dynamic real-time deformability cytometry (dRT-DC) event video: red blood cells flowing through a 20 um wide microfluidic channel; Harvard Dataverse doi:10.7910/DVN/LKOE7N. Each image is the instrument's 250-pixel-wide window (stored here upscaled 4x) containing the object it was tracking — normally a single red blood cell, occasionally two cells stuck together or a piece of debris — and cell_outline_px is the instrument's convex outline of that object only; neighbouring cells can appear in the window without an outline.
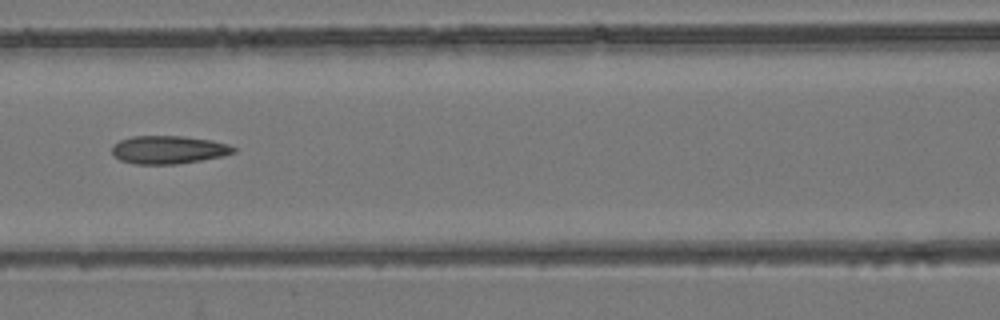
{"species": "common noctule bat (a hibernating species)", "species_latin": "Nyctalus noctula", "temperature_condition": "room temperature", "stored_images_in_passage": 5, "camera_frame_rate_fps": 3000, "um_per_image_px": 0.085, "animal": {"sex": "female", "body_mass_g": 24.6, "forearm_length_mm": 56.2}, "frame": {"image": 1, "passage_image": 5, "time_ms": 4.667, "image_size_px": [1000, 320], "cell_outline_px": [[236, 152], [224, 156], [176, 164], [136, 164], [120, 160], [112, 156], [112, 148], [120, 140], [132, 136], [184, 136], [212, 140], [228, 144], [236, 148]], "centroid_in_image_um": [14.34, 12.73], "position_along_channel_um": 152.3, "area_um2": 19.94}}